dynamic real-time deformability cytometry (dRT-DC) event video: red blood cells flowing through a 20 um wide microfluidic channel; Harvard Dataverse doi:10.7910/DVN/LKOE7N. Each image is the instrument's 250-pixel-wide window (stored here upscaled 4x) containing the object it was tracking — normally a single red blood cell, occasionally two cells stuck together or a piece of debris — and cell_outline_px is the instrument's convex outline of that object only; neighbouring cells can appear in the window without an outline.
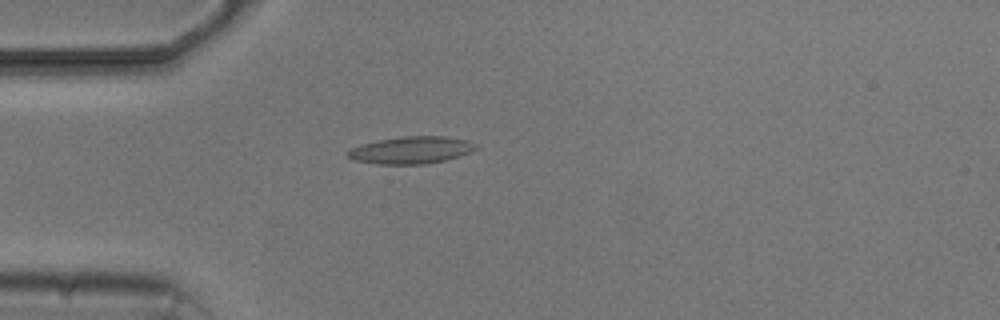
{"species": "common noctule bat (a hibernating species)", "species_latin": "Nyctalus noctula", "temperature_condition": "cold", "stored_images_in_passage": 6, "camera_frame_rate_fps": 3000, "um_per_image_px": 0.085, "animal": {"sex": "male", "body_mass_g": 20.5, "forearm_length_mm": 52.5}, "frame": {"image": 1, "passage_image": 6, "time_ms": 6.0, "image_size_px": [1000, 320], "cell_outline_px": [[480, 148], [472, 152], [460, 156], [444, 160], [424, 164], [376, 164], [356, 160], [348, 156], [348, 152], [352, 148], [360, 144], [376, 140], [404, 136], [448, 136], [468, 140], [476, 144]], "centroid_in_image_um": [35.02, 12.74], "position_along_channel_um": 50.0, "area_um2": 20.4}}